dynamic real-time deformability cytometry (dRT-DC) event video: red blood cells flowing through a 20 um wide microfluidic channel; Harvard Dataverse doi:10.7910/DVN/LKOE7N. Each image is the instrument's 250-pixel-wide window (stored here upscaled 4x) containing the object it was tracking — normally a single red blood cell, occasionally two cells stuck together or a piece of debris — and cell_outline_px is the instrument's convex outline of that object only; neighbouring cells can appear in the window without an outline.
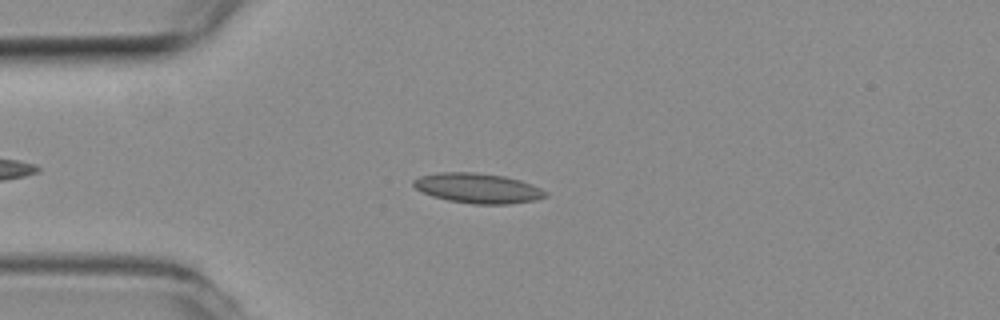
{"species": "common noctule bat (a hibernating species)", "species_latin": "Nyctalus noctula", "temperature_condition": "room temperature", "stored_images_in_passage": 43, "camera_frame_rate_fps": 3000, "um_per_image_px": 0.085, "animal": {"sex": "female", "body_mass_g": 19.3, "forearm_length_mm": 54.1}, "frame": {"image": 1, "passage_image": 10, "time_ms": 3.0, "image_size_px": [1000, 320], "cell_outline_px": [[548, 196], [536, 200], [508, 204], [472, 204], [448, 200], [432, 196], [416, 188], [412, 184], [412, 180], [420, 176], [440, 172], [476, 172], [504, 176], [520, 180], [532, 184], [548, 192]], "centroid_in_image_um": [40.63, 15.99], "position_along_channel_um": 44.4, "area_um2": 23.12}}
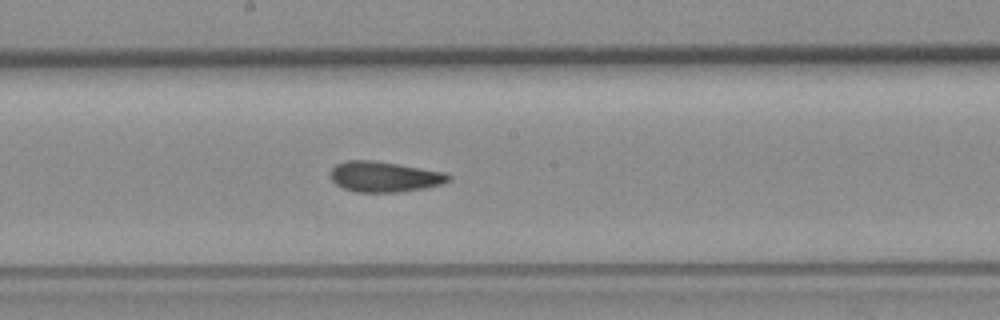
{"frame": {"image": 2, "passage_image": 25, "time_ms": 8.0, "image_size_px": [1000, 320], "cell_outline_px": [[452, 180], [440, 184], [424, 188], [400, 192], [356, 192], [344, 188], [336, 184], [332, 180], [328, 172], [336, 164], [348, 160], [372, 160], [448, 172], [452, 176]], "centroid_in_image_um": [32.69, 15.02], "position_along_channel_um": 215.5, "area_um2": 21.15}}
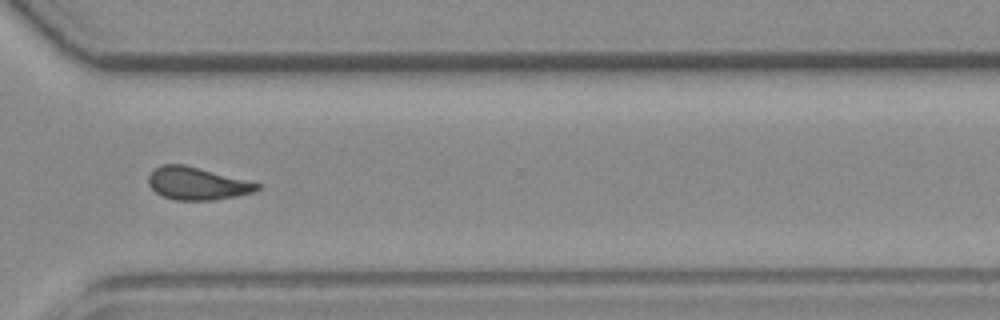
{"frame": {"image": 3, "passage_image": 36, "time_ms": 11.667, "image_size_px": [1000, 320], "cell_outline_px": [[260, 188], [256, 192], [216, 200], [172, 200], [156, 192], [148, 184], [148, 176], [160, 164], [184, 164], [260, 184]], "centroid_in_image_um": [16.74, 15.61], "position_along_channel_um": 353.9, "area_um2": 20.52}, "authors_computed_cell_mechanics": {"area_um2": 21.1548, "velocity_mm_per_s": 3.7668, "shape_relaxation_time_tau1_ms": null, "shape_relaxation_time_tau2_ms": 2.4247, "deformation_change_tau1": null, "deformation_change_tau2": 0.0848}}